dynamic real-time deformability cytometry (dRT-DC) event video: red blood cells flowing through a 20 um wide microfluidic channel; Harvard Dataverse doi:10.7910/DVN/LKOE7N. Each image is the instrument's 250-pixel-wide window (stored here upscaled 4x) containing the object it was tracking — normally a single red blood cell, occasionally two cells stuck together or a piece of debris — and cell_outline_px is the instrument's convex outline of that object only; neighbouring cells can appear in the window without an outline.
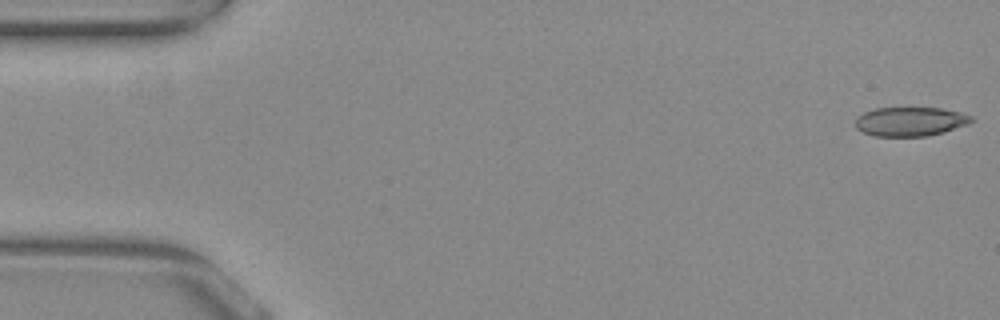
{"species": "common noctule bat (a hibernating species)", "species_latin": "Nyctalus noctula", "temperature_condition": "warm", "stored_images_in_passage": 53, "camera_frame_rate_fps": 3000, "um_per_image_px": 0.085, "animal": {"sex": "female", "body_mass_g": 29.2, "forearm_length_mm": 56.3}, "frame": {"image": 1, "passage_image": 1, "time_ms": 0.0, "image_size_px": [1000, 320], "cell_outline_px": [[972, 120], [968, 124], [944, 132], [924, 136], [876, 136], [864, 132], [856, 128], [856, 116], [864, 112], [876, 108], [940, 108], [960, 112], [972, 116]], "centroid_in_image_um": [77.36, 10.32], "position_along_channel_um": 7.6, "area_um2": 19.54}}
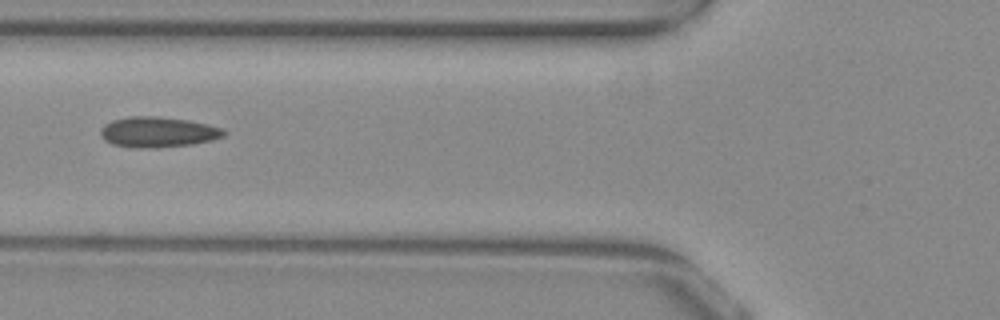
{"frame": {"image": 2, "passage_image": 20, "time_ms": 6.333, "image_size_px": [1000, 320], "cell_outline_px": [[228, 132], [224, 136], [212, 140], [192, 144], [156, 148], [132, 148], [112, 144], [104, 140], [100, 136], [100, 128], [104, 124], [112, 120], [128, 116], [156, 116], [188, 120], [208, 124], [224, 128]], "centroid_in_image_um": [13.41, 11.23], "position_along_channel_um": 112.4, "area_um2": 22.25}}
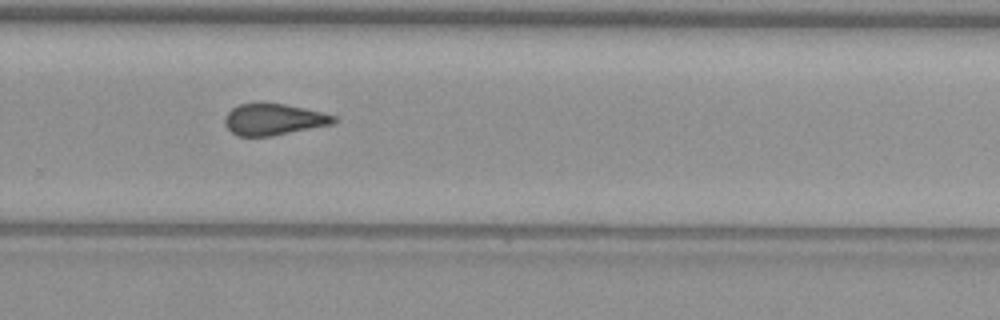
{"frame": {"image": 3, "passage_image": 35, "time_ms": 11.333, "image_size_px": [1000, 320], "cell_outline_px": [[336, 120], [332, 124], [272, 136], [240, 136], [232, 132], [224, 124], [224, 116], [232, 108], [240, 104], [260, 100], [284, 104], [304, 108], [336, 116]], "centroid_in_image_um": [23.2, 10.12], "position_along_channel_um": 306.6, "area_um2": 20.23}, "authors_computed_cell_mechanics": {"area_um2": 20.4034, "velocity_mm_per_s": 3.8869, "shape_relaxation_time_tau1_ms": null, "shape_relaxation_time_tau2_ms": 2.2975, "deformation_change_tau1": null, "deformation_change_tau2": 0.0901}}